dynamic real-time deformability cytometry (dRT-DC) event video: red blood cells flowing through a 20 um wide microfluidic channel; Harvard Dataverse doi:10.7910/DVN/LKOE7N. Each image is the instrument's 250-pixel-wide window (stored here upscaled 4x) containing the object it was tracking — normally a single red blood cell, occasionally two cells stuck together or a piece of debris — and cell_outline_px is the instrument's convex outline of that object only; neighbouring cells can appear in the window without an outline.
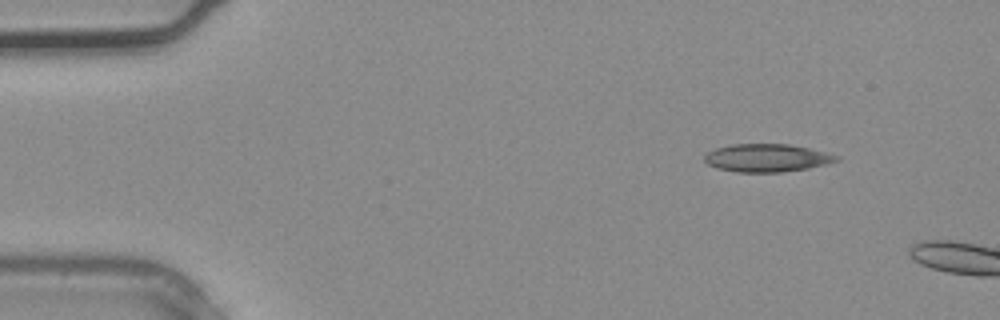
{"species": "common noctule bat (a hibernating species)", "species_latin": "Nyctalus noctula", "temperature_condition": "warm", "stored_images_in_passage": 7, "camera_frame_rate_fps": 3000, "um_per_image_px": 0.085, "animal": {"sex": "male", "body_mass_g": 20.4}, "frame": {"image": 1, "passage_image": 1, "time_ms": 0.0, "image_size_px": [1000, 320], "cell_outline_px": [[840, 160], [808, 168], [780, 172], [736, 172], [716, 168], [708, 164], [704, 160], [704, 156], [708, 152], [716, 148], [732, 144], [788, 144], [808, 148], [840, 156]], "centroid_in_image_um": [65.16, 13.42], "position_along_channel_um": 19.8, "area_um2": 21.33}}